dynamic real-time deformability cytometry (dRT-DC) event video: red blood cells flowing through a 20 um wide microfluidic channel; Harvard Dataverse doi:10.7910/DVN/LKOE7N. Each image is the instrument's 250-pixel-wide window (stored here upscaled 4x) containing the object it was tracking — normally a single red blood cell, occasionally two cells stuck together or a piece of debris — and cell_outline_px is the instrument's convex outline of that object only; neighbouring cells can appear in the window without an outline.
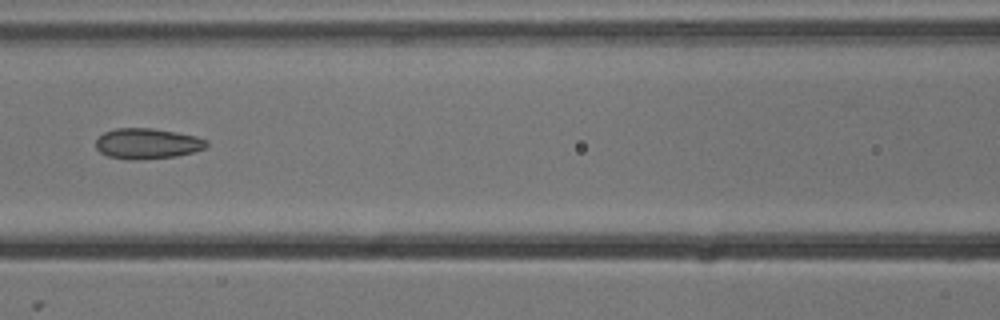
{"species": "common noctule bat (a hibernating species)", "species_latin": "Nyctalus noctula", "temperature_condition": "cold", "stored_images_in_passage": 9, "camera_frame_rate_fps": 3000, "um_per_image_px": 0.085, "animal": {"sex": "male", "body_mass_g": 13.3}, "frame": {"image": 1, "passage_image": 6, "time_ms": 1.667, "image_size_px": [1000, 320], "cell_outline_px": [[208, 144], [204, 148], [192, 152], [176, 156], [108, 156], [100, 152], [96, 148], [96, 140], [104, 132], [116, 128], [152, 128], [176, 132], [196, 136], [208, 140]], "centroid_in_image_um": [12.55, 12.13], "position_along_channel_um": 154.0, "area_um2": 18.61}}
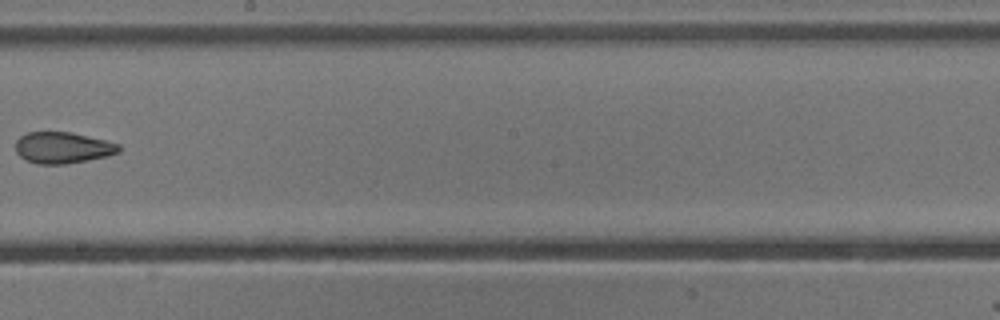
{"frame": {"image": 2, "passage_image": 8, "time_ms": 2.333, "image_size_px": [1000, 320], "cell_outline_px": [[120, 152], [108, 156], [68, 164], [36, 164], [24, 160], [16, 152], [16, 140], [20, 136], [28, 132], [72, 132], [120, 144]], "centroid_in_image_um": [5.32, 12.56], "position_along_channel_um": 242.9, "area_um2": 19.02}}
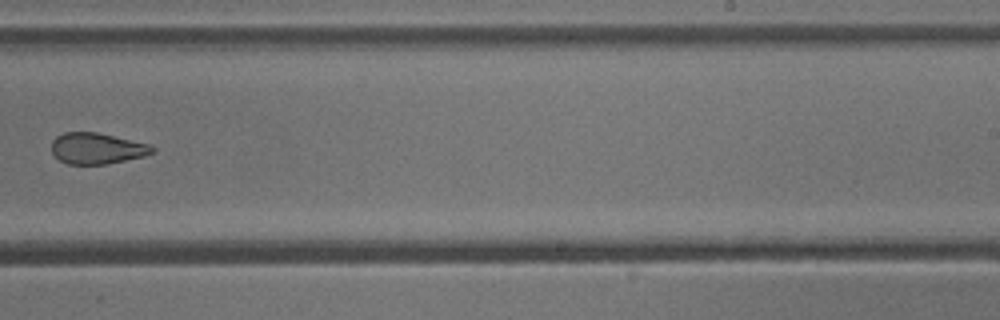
{"frame": {"image": 3, "passage_image": 9, "time_ms": 2.667, "image_size_px": [1000, 320], "cell_outline_px": [[156, 152], [144, 156], [108, 164], [68, 164], [60, 160], [52, 152], [52, 140], [56, 136], [64, 132], [96, 132], [148, 144], [156, 148]], "centroid_in_image_um": [8.25, 12.62], "position_along_channel_um": 280.8, "area_um2": 18.21}}